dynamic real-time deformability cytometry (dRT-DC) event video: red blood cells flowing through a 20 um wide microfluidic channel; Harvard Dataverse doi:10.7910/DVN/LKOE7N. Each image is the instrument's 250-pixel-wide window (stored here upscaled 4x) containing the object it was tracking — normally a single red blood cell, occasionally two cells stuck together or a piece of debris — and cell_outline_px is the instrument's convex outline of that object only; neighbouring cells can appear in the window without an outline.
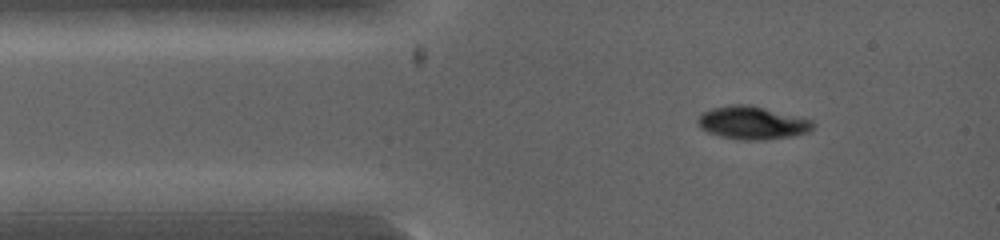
{"species": "common noctule bat (a hibernating species)", "species_latin": "Nyctalus noctula", "temperature_condition": "warm", "stored_images_in_passage": 2, "camera_frame_rate_fps": 5000, "um_per_image_px": 0.085, "animal": {"sex": "female", "body_mass_g": 19.0, "forearm_length_mm": 53.3}, "frame": {"image": 1, "passage_image": 1, "time_ms": 0.0, "image_size_px": [1000, 240], "cell_outline_px": [[812, 128], [808, 132], [792, 136], [764, 140], [736, 140], [720, 136], [708, 132], [700, 128], [696, 120], [696, 116], [700, 112], [712, 108], [732, 104], [748, 104], [812, 120]], "centroid_in_image_um": [63.85, 10.44], "position_along_channel_um": 21.1, "area_um2": 22.2}}
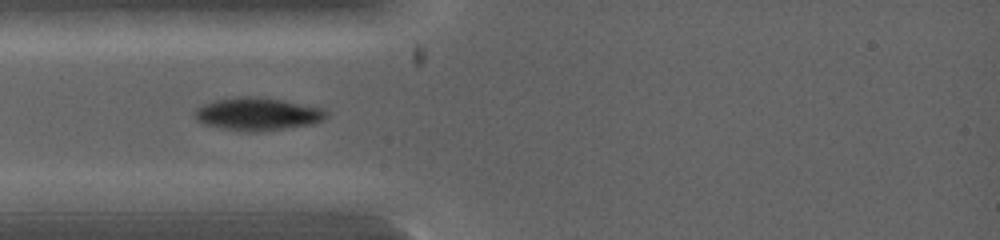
{"frame": {"image": 2, "passage_image": 2, "time_ms": 1.2, "image_size_px": [1000, 240], "cell_outline_px": [[328, 116], [324, 120], [312, 124], [284, 128], [248, 132], [220, 128], [204, 124], [196, 120], [192, 112], [196, 108], [204, 104], [216, 100], [236, 96], [260, 96], [324, 108], [328, 112]], "centroid_in_image_um": [21.88, 9.68], "position_along_channel_um": 63.1, "area_um2": 25.26}}